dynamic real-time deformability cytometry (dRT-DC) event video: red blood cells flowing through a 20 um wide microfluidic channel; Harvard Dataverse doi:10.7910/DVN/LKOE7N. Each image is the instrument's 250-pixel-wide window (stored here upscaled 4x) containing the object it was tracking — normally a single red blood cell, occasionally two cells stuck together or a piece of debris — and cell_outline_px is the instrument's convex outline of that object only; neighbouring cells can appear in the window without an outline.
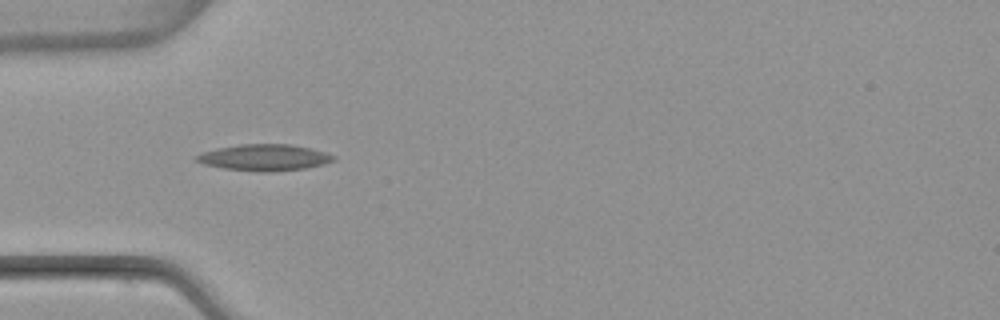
{"species": "common noctule bat (a hibernating species)", "species_latin": "Nyctalus noctula", "temperature_condition": "warm", "stored_images_in_passage": 5, "camera_frame_rate_fps": 3000, "um_per_image_px": 0.085, "animal": {"sex": "female", "body_mass_g": 22.7, "forearm_length_mm": 54.2}, "frame": {"image": 1, "passage_image": 4, "time_ms": 3.333, "image_size_px": [1000, 320], "cell_outline_px": [[336, 160], [324, 164], [304, 168], [268, 172], [260, 172], [224, 168], [204, 164], [196, 160], [192, 156], [200, 152], [240, 144], [292, 144], [324, 152], [336, 156]], "centroid_in_image_um": [22.45, 13.38], "position_along_channel_um": 62.5, "area_um2": 20.98}}
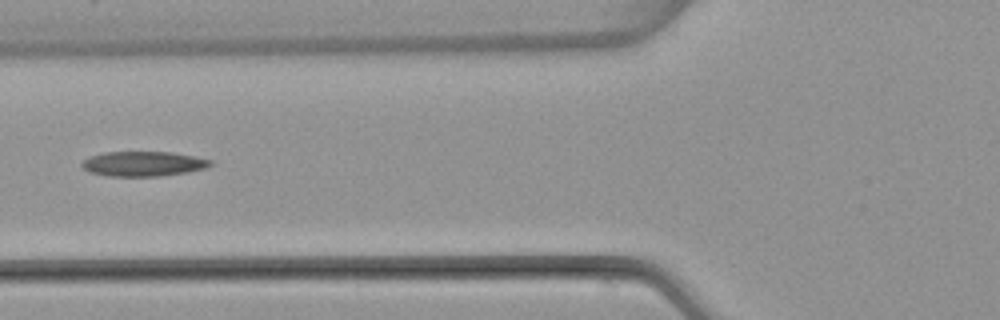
{"frame": {"image": 2, "passage_image": 5, "time_ms": 4.667, "image_size_px": [1000, 320], "cell_outline_px": [[212, 164], [204, 168], [188, 172], [160, 176], [108, 176], [92, 172], [84, 168], [80, 164], [88, 156], [104, 152], [172, 152], [196, 156], [212, 160]], "centroid_in_image_um": [12.19, 13.91], "position_along_channel_um": 113.6, "area_um2": 18.61}}